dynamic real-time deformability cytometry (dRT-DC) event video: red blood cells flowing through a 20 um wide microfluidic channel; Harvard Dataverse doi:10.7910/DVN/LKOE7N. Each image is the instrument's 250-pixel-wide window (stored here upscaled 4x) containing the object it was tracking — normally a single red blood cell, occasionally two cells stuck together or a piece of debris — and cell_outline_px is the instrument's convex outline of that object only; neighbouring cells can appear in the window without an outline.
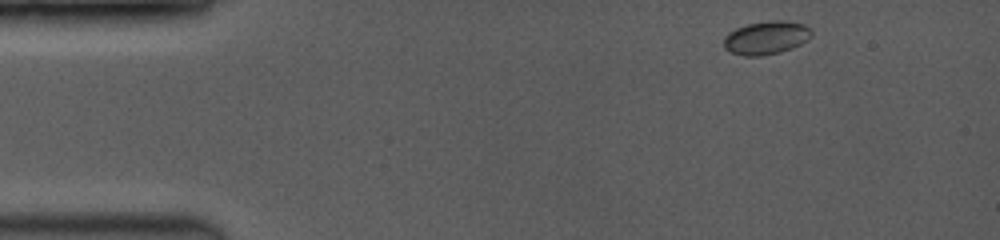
{"species": "common noctule bat (a hibernating species)", "species_latin": "Nyctalus noctula", "temperature_condition": "room temperature", "stored_images_in_passage": 11, "camera_frame_rate_fps": 3500, "um_per_image_px": 0.085, "animal": {"sex": "female", "body_mass_g": 19.0, "forearm_length_mm": 53.3}, "frame": {"image": 1, "passage_image": 1, "time_ms": 0.0, "image_size_px": [1000, 240], "cell_outline_px": [[812, 36], [808, 40], [792, 48], [780, 52], [764, 56], [744, 56], [732, 52], [724, 48], [724, 36], [728, 32], [736, 28], [748, 24], [768, 20], [784, 20], [804, 24], [812, 32]], "centroid_in_image_um": [65.13, 3.21], "position_along_channel_um": 19.9, "area_um2": 17.17}}
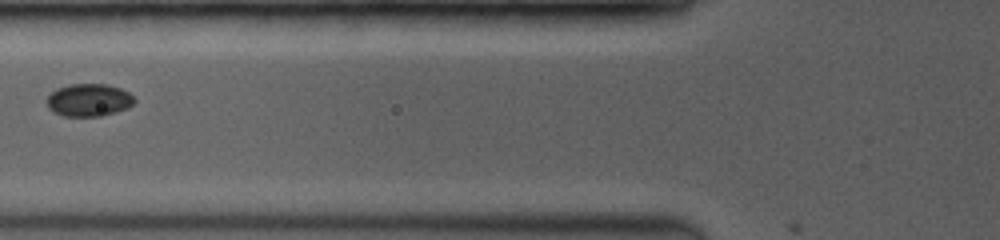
{"frame": {"image": 2, "passage_image": 7, "time_ms": 4.571, "image_size_px": [1000, 240], "cell_outline_px": [[136, 100], [128, 108], [116, 112], [100, 116], [64, 116], [48, 108], [48, 96], [56, 88], [68, 84], [108, 84], [120, 88], [128, 92]], "centroid_in_image_um": [7.57, 8.49], "position_along_channel_um": 118.2, "area_um2": 16.59}}
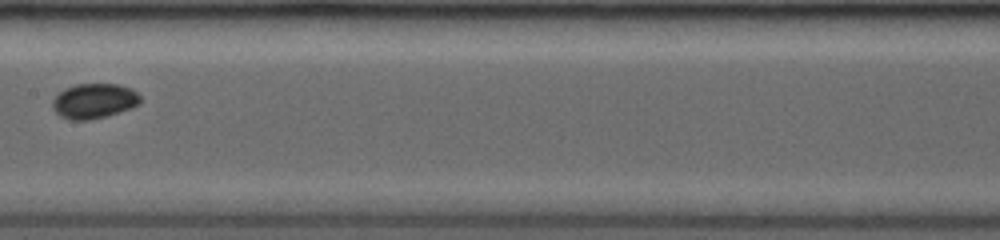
{"frame": {"image": 3, "passage_image": 10, "time_ms": 6.571, "image_size_px": [1000, 240], "cell_outline_px": [[140, 104], [132, 108], [104, 116], [88, 120], [68, 120], [60, 116], [52, 108], [52, 100], [64, 88], [76, 84], [120, 84], [132, 88], [140, 96]], "centroid_in_image_um": [7.99, 8.57], "position_along_channel_um": 199.4, "area_um2": 17.98}}